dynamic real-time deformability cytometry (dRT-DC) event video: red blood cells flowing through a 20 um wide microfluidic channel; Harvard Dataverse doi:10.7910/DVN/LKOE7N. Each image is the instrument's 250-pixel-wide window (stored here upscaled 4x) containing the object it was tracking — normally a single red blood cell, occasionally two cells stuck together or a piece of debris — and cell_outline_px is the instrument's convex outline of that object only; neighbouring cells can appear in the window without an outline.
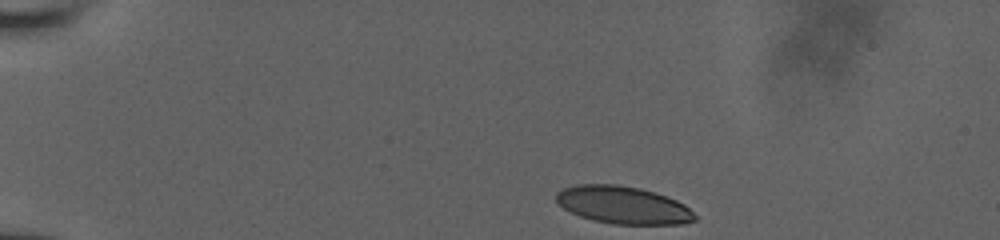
{"species": "human", "species_latin": "Homo sapiens", "temperature_condition": "room temperature", "stored_images_in_passage": 39, "camera_frame_rate_fps": 3000, "um_per_image_px": 0.085, "donor": {"sex": "male"}, "frame": {"image": 1, "passage_image": 1, "time_ms": 0.0, "image_size_px": [1000, 240], "cell_outline_px": [[696, 220], [684, 224], [612, 224], [592, 220], [580, 216], [564, 208], [556, 200], [556, 192], [564, 188], [576, 184], [616, 184], [640, 188], [676, 200], [684, 204], [696, 216]], "centroid_in_image_um": [52.95, 17.43], "position_along_channel_um": 32.1, "area_um2": 30.17}}
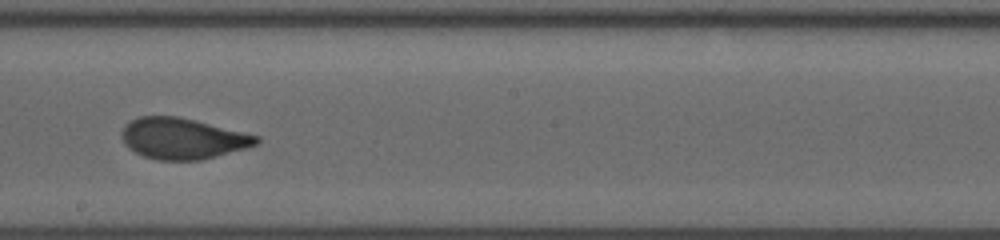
{"frame": {"image": 2, "passage_image": 23, "time_ms": 7.333, "image_size_px": [1000, 240], "cell_outline_px": [[260, 140], [256, 144], [248, 148], [200, 160], [156, 160], [144, 156], [128, 148], [124, 144], [120, 132], [124, 124], [140, 116], [176, 116], [244, 132], [260, 136]], "centroid_in_image_um": [15.5, 11.78], "position_along_channel_um": 232.7, "area_um2": 32.14}}
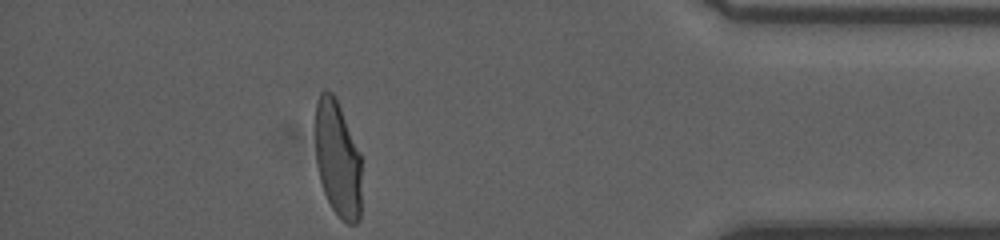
{"frame": {"image": 3, "passage_image": 39, "time_ms": 12.667, "image_size_px": [1000, 240], "cell_outline_px": [[360, 220], [356, 224], [348, 224], [332, 208], [324, 192], [320, 180], [316, 160], [316, 100], [320, 92], [324, 88], [332, 92], [336, 96], [360, 156]], "centroid_in_image_um": [28.69, 13.47], "position_along_channel_um": 406.5, "area_um2": 31.04}, "authors_computed_cell_mechanics": {"area_um2": 32.1368, "velocity_mm_per_s": 3.9246, "shape_relaxation_time_tau1_ms": 5.6039, "shape_relaxation_time_tau2_ms": null, "deformation_change_tau1": 0.1782, "deformation_change_tau2": null}}